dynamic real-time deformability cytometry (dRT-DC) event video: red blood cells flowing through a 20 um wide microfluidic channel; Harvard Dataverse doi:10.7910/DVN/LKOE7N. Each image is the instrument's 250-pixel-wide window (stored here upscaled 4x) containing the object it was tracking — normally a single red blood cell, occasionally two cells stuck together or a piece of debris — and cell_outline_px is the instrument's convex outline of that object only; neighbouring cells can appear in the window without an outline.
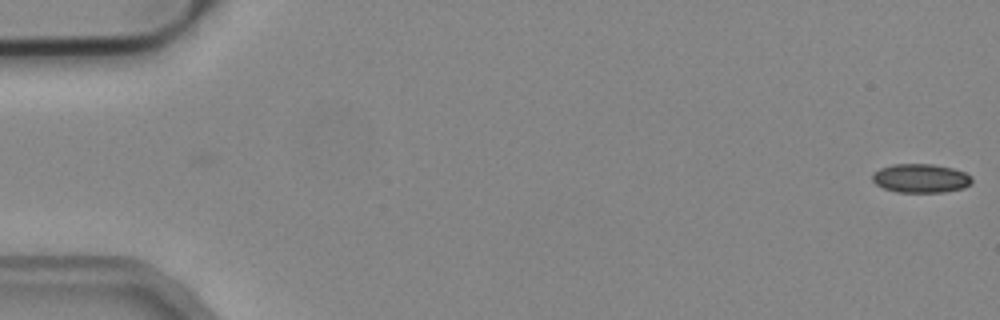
{"species": "common noctule bat (a hibernating species)", "species_latin": "Nyctalus noctula", "temperature_condition": "cold", "stored_images_in_passage": 20, "camera_frame_rate_fps": 3000, "um_per_image_px": 0.085, "animal": {"sex": "male", "body_mass_g": 19.2, "forearm_length_mm": 51.8}, "frame": {"image": 1, "passage_image": 1, "time_ms": 0.0, "image_size_px": [1000, 320], "cell_outline_px": [[972, 184], [964, 188], [944, 192], [896, 192], [884, 188], [876, 184], [872, 180], [872, 172], [880, 168], [892, 164], [932, 164], [952, 168], [964, 172], [972, 176]], "centroid_in_image_um": [78.26, 15.15], "position_along_channel_um": 6.7, "area_um2": 16.88}}
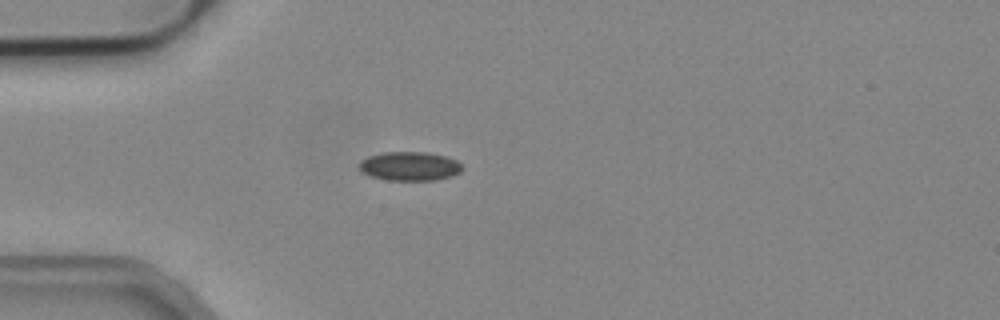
{"frame": {"image": 2, "passage_image": 15, "time_ms": 4.667, "image_size_px": [1000, 320], "cell_outline_px": [[464, 168], [460, 172], [452, 176], [436, 180], [388, 180], [372, 176], [364, 172], [360, 168], [360, 160], [368, 156], [384, 152], [424, 152], [448, 156], [456, 160]], "centroid_in_image_um": [34.87, 14.12], "position_along_channel_um": 50.1, "area_um2": 17.34}}